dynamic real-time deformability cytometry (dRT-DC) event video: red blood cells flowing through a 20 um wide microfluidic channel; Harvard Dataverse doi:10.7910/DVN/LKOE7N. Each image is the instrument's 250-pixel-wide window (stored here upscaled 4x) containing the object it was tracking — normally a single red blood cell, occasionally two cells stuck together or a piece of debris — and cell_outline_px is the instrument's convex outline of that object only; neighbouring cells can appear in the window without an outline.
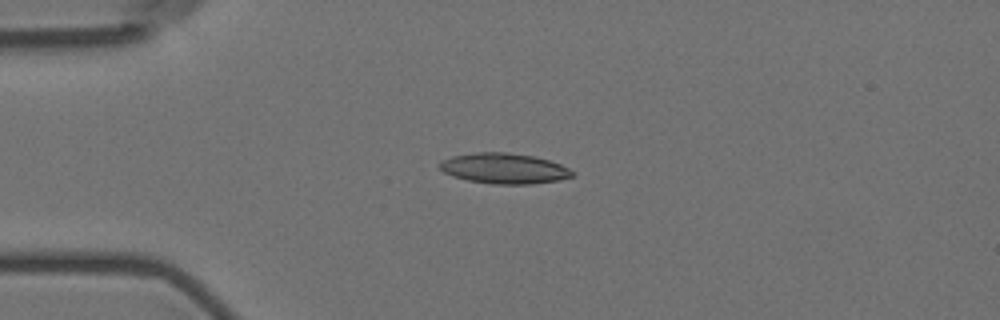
{"species": "Egyptian fruit bat (a non-hibernating species)", "species_latin": "Rousettus aegyptiacus", "temperature_condition": "room temperature", "stored_images_in_passage": 2, "camera_frame_rate_fps": 3000, "um_per_image_px": 0.085, "animal": {"sex": "female"}, "frame": {"image": 1, "passage_image": 1, "time_ms": 0.0, "image_size_px": [1000, 320], "cell_outline_px": [[576, 176], [560, 180], [532, 184], [492, 184], [468, 180], [452, 176], [444, 172], [440, 168], [440, 164], [444, 160], [452, 156], [476, 152], [504, 152], [536, 156], [560, 164], [576, 172]], "centroid_in_image_um": [42.91, 14.32], "position_along_channel_um": 42.1, "area_um2": 23.64}}